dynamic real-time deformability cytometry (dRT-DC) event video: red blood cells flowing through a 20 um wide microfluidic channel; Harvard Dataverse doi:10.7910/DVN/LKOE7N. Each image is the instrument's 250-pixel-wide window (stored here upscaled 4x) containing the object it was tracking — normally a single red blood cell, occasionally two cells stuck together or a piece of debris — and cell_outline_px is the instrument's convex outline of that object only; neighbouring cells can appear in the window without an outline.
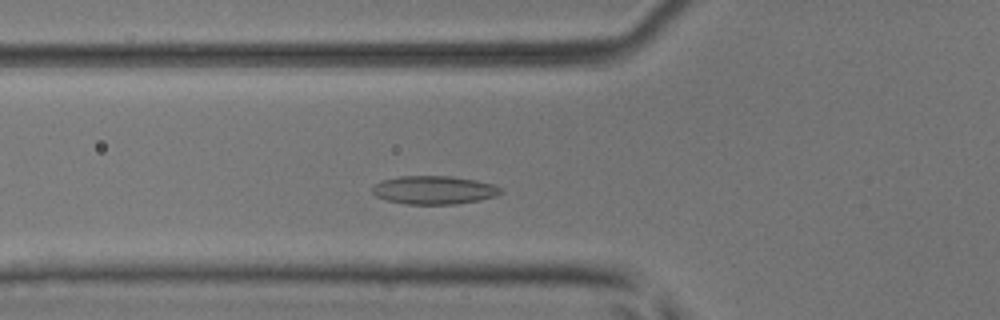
{"species": "common noctule bat (a hibernating species)", "species_latin": "Nyctalus noctula", "temperature_condition": "room temperature", "stored_images_in_passage": 42, "camera_frame_rate_fps": 3000, "um_per_image_px": 0.085, "animal": {"sex": "male", "body_mass_g": 17.9, "forearm_length_mm": 54.2}, "frame": {"image": 1, "passage_image": 10, "time_ms": 3.0, "image_size_px": [1000, 320], "cell_outline_px": [[504, 192], [496, 196], [480, 200], [456, 204], [408, 204], [384, 200], [376, 196], [372, 192], [372, 188], [376, 184], [384, 180], [400, 176], [452, 176], [476, 180], [492, 184], [500, 188]], "centroid_in_image_um": [36.91, 16.16], "position_along_channel_um": 88.9, "area_um2": 21.21}}
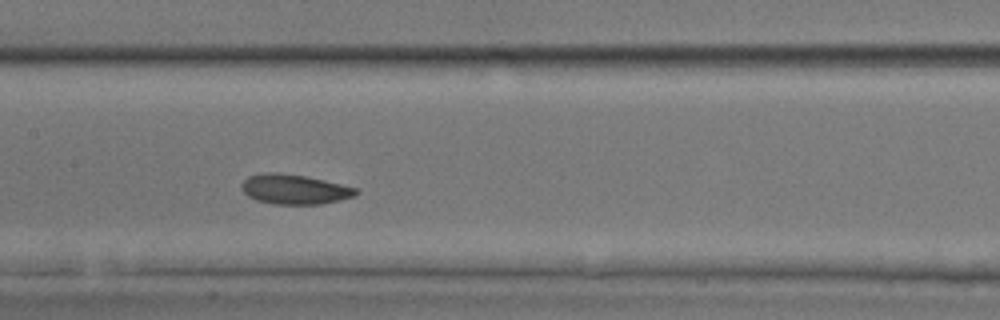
{"frame": {"image": 2, "passage_image": 17, "time_ms": 5.333, "image_size_px": [1000, 320], "cell_outline_px": [[360, 192], [352, 196], [340, 200], [320, 204], [272, 204], [256, 200], [248, 196], [244, 192], [244, 180], [248, 176], [264, 172], [276, 172], [304, 176], [324, 180], [356, 188]], "centroid_in_image_um": [25.03, 16.09], "position_along_channel_um": 182.4, "area_um2": 19.59}}
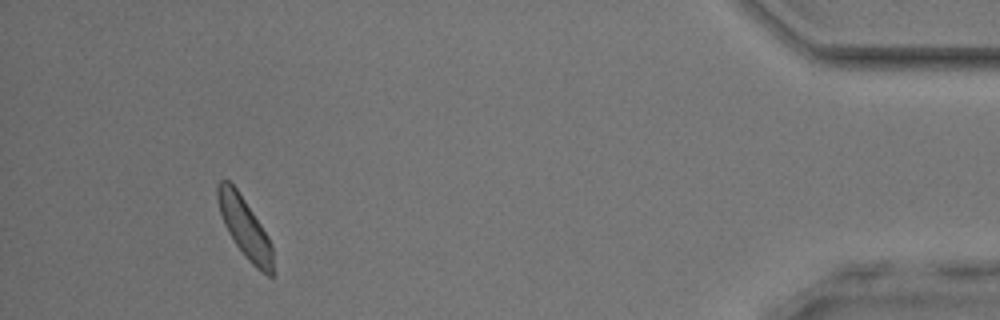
{"frame": {"image": 3, "passage_image": 39, "time_ms": 12.667, "image_size_px": [1000, 320], "cell_outline_px": [[272, 276], [268, 276], [256, 268], [248, 260], [236, 244], [228, 232], [224, 224], [220, 212], [216, 196], [216, 188], [220, 180], [228, 180], [236, 188], [268, 236], [272, 244]], "centroid_in_image_um": [20.78, 19.33], "position_along_channel_um": 414.4, "area_um2": 18.9}, "authors_computed_cell_mechanics": {"area_um2": 19.5942, "velocity_mm_per_s": 4.0083, "shape_relaxation_time_tau1_ms": 2.8363, "shape_relaxation_time_tau2_ms": null, "deformation_change_tau1": 0.0742, "deformation_change_tau2": null}}